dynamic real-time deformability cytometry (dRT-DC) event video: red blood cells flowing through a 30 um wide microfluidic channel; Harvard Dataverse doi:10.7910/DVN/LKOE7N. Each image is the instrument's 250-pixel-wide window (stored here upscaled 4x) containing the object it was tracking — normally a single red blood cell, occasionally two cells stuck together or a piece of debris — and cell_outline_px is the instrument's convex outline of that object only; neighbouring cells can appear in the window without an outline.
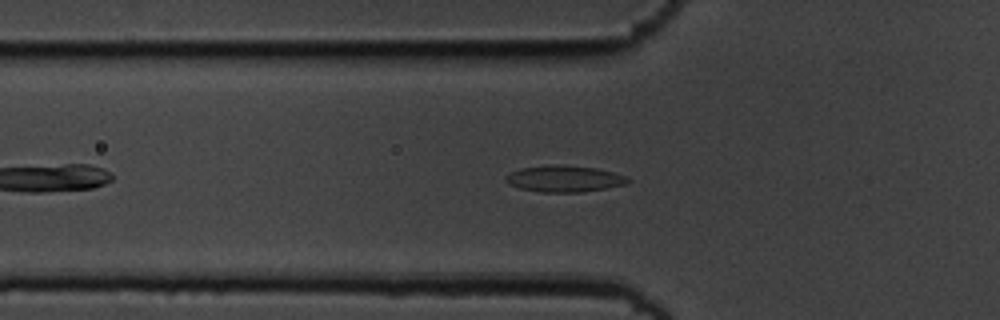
{"species": "common noctule bat (a hibernating species)", "species_latin": "Nyctalus noctula", "temperature_condition": "cold", "stored_images_in_passage": 32, "camera_frame_rate_fps": 3000, "um_per_image_px": 0.085, "animal": {"sex": "male", "body_mass_g": 19.5, "forearm_length_mm": 54.6}, "frame": {"image": 1, "passage_image": 10, "time_ms": 3.0, "image_size_px": [1000, 320], "cell_outline_px": [[632, 180], [628, 184], [584, 192], [540, 192], [520, 188], [508, 184], [504, 180], [504, 176], [520, 168], [548, 164], [564, 164], [596, 168], [628, 176]], "centroid_in_image_um": [47.98, 15.18], "position_along_channel_um": 77.8, "area_um2": 19.19}}
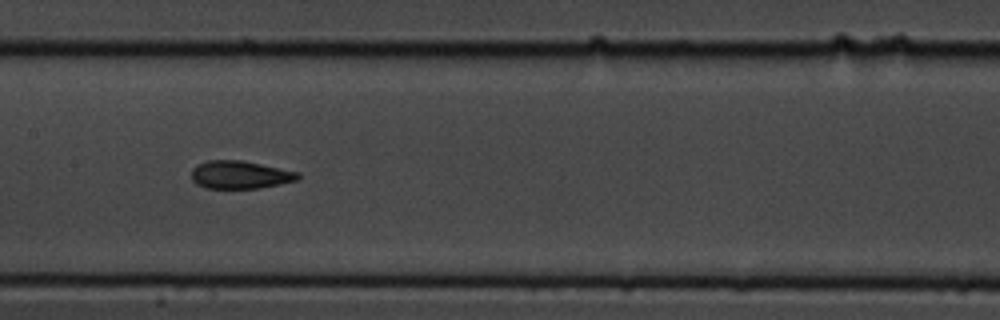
{"frame": {"image": 2, "passage_image": 19, "time_ms": 6.0, "image_size_px": [1000, 320], "cell_outline_px": [[300, 176], [296, 180], [280, 184], [260, 188], [204, 188], [196, 184], [192, 180], [192, 168], [196, 164], [208, 160], [240, 160], [300, 172]], "centroid_in_image_um": [20.37, 14.85], "position_along_channel_um": 187.0, "area_um2": 17.34}}
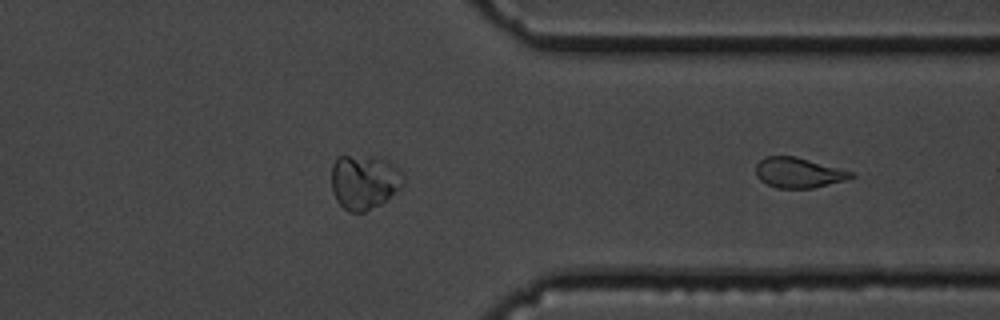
{"frame": {"image": 3, "passage_image": 32, "time_ms": 10.333, "image_size_px": [1000, 320], "cell_outline_px": [[856, 176], [844, 180], [812, 188], [776, 188], [760, 180], [756, 176], [756, 164], [764, 156], [796, 156], [856, 172]], "centroid_in_image_um": [67.88, 14.67], "position_along_channel_um": 343.5, "area_um2": 16.88}}